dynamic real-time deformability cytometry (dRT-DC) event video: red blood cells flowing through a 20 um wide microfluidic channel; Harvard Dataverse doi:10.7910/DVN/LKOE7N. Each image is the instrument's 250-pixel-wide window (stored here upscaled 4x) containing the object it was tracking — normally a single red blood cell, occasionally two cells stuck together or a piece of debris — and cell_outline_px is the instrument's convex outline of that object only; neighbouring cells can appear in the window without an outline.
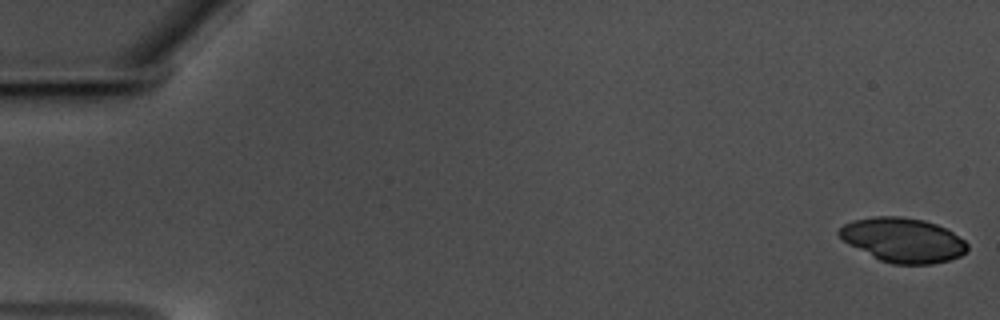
{"species": "common noctule bat (a hibernating species)", "species_latin": "Nyctalus noctula", "temperature_condition": "warm", "stored_images_in_passage": 58, "camera_frame_rate_fps": 3000, "um_per_image_px": 0.085, "animal": {"sex": "male", "body_mass_g": 17.5, "forearm_length_mm": 52.3}, "frame": {"image": 1, "passage_image": 1, "time_ms": 0.0, "image_size_px": [1000, 320], "cell_outline_px": [[968, 248], [960, 256], [948, 260], [932, 264], [892, 264], [880, 260], [848, 244], [836, 232], [844, 224], [852, 220], [872, 216], [900, 216], [924, 220], [936, 224], [952, 232], [964, 240], [968, 244]], "centroid_in_image_um": [76.73, 20.39], "position_along_channel_um": 8.3, "area_um2": 33.06}}